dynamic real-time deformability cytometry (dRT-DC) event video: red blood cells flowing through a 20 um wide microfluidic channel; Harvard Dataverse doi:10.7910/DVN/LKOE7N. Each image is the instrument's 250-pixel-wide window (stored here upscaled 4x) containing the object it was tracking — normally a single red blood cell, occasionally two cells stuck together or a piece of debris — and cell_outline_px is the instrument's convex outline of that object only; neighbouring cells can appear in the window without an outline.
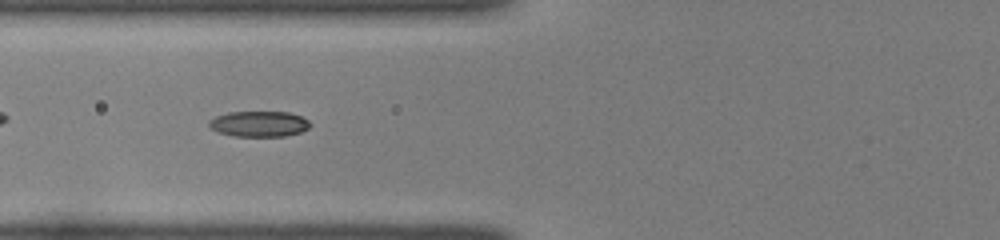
{"species": "common noctule bat (a hibernating species)", "species_latin": "Nyctalus noctula", "temperature_condition": "room temperature", "stored_images_in_passage": 35, "camera_frame_rate_fps": 3000, "um_per_image_px": 0.085, "animal": {"sex": "female", "body_mass_g": 22.0, "forearm_length_mm": 56.7}, "frame": {"image": 1, "passage_image": 6, "time_ms": 1.667, "image_size_px": [1000, 240], "cell_outline_px": [[312, 124], [308, 128], [300, 132], [284, 136], [236, 136], [220, 132], [212, 128], [208, 124], [208, 120], [216, 116], [228, 112], [288, 112], [300, 116], [308, 120]], "centroid_in_image_um": [22.03, 10.52], "position_along_channel_um": 103.8, "area_um2": 14.97}}
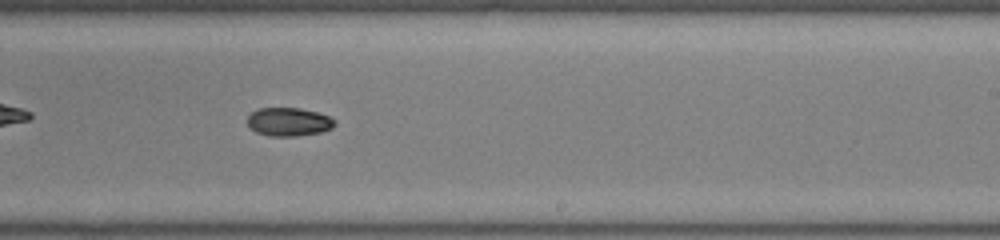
{"frame": {"image": 2, "passage_image": 18, "time_ms": 5.667, "image_size_px": [1000, 240], "cell_outline_px": [[336, 124], [332, 128], [320, 132], [296, 136], [268, 136], [256, 132], [248, 124], [248, 116], [252, 112], [260, 108], [300, 108], [316, 112], [328, 116], [336, 120]], "centroid_in_image_um": [24.56, 10.36], "position_along_channel_um": 264.4, "area_um2": 14.39}}
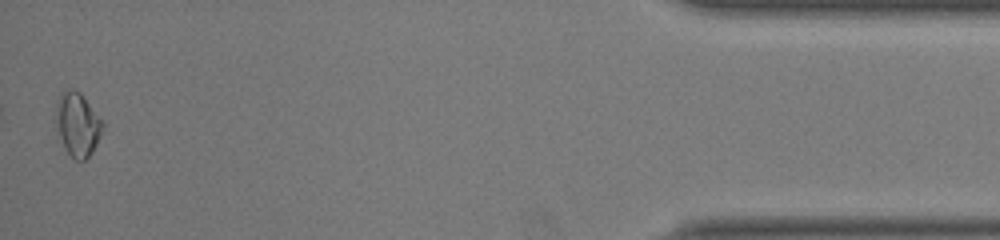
{"frame": {"image": 3, "passage_image": 35, "time_ms": 11.333, "image_size_px": [1000, 240], "cell_outline_px": [[104, 128], [92, 152], [84, 160], [76, 160], [64, 148], [56, 128], [56, 104], [60, 92], [68, 88], [72, 88], [80, 92], [104, 120]], "centroid_in_image_um": [6.6, 10.53], "position_along_channel_um": 428.6, "area_um2": 17.57}, "authors_computed_cell_mechanics": {"area_um2": 15.028, "velocity_mm_per_s": 4.0232, "shape_relaxation_time_tau1_ms": 5.9499, "shape_relaxation_time_tau2_ms": null, "deformation_change_tau1": 0.1426, "deformation_change_tau2": null}}